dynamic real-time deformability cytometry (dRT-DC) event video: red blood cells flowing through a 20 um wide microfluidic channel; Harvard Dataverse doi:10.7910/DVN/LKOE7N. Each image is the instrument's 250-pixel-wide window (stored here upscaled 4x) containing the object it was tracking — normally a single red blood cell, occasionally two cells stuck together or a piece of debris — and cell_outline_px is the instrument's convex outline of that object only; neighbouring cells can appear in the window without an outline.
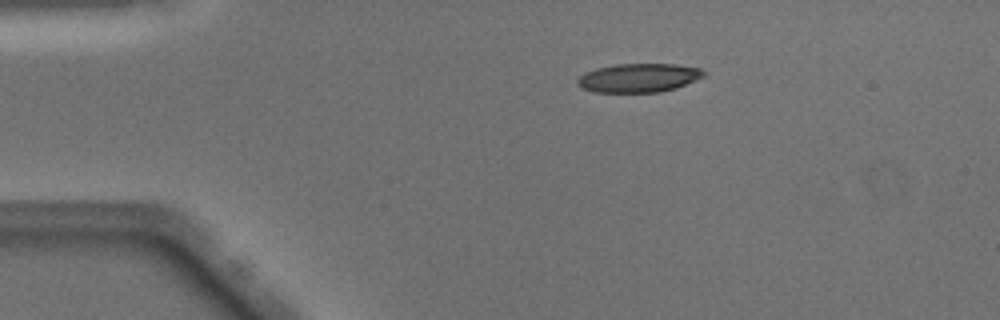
{"species": "Egyptian fruit bat (a non-hibernating species)", "species_latin": "Rousettus aegyptiacus", "temperature_condition": "warm", "stored_images_in_passage": 42, "camera_frame_rate_fps": 3000, "um_per_image_px": 0.085, "animal": {"sex": "male"}, "frame": {"image": 1, "passage_image": 2, "time_ms": 0.333, "image_size_px": [1000, 320], "cell_outline_px": [[704, 76], [696, 80], [676, 88], [660, 92], [596, 92], [584, 88], [576, 84], [576, 80], [584, 72], [596, 68], [616, 64], [676, 64], [700, 68], [704, 72]], "centroid_in_image_um": [54.28, 6.61], "position_along_channel_um": 30.7, "area_um2": 21.15}}
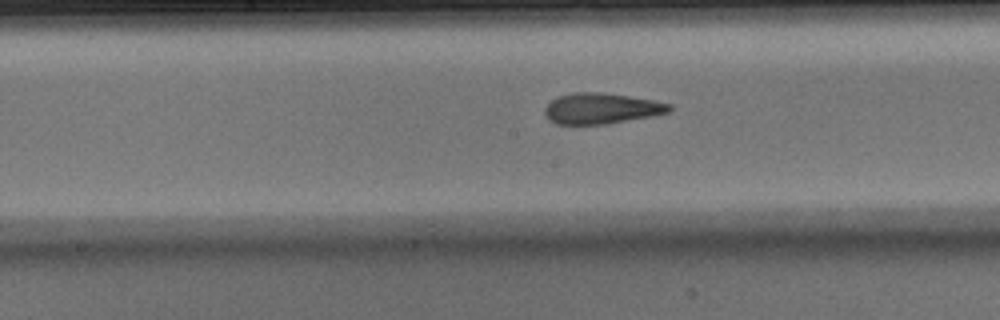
{"frame": {"image": 2, "passage_image": 18, "time_ms": 5.667, "image_size_px": [1000, 320], "cell_outline_px": [[672, 108], [668, 112], [652, 116], [604, 124], [556, 124], [548, 120], [544, 112], [544, 108], [556, 96], [572, 92], [600, 92], [628, 96], [652, 100], [672, 104]], "centroid_in_image_um": [51.07, 9.21], "position_along_channel_um": 197.1, "area_um2": 22.31}}
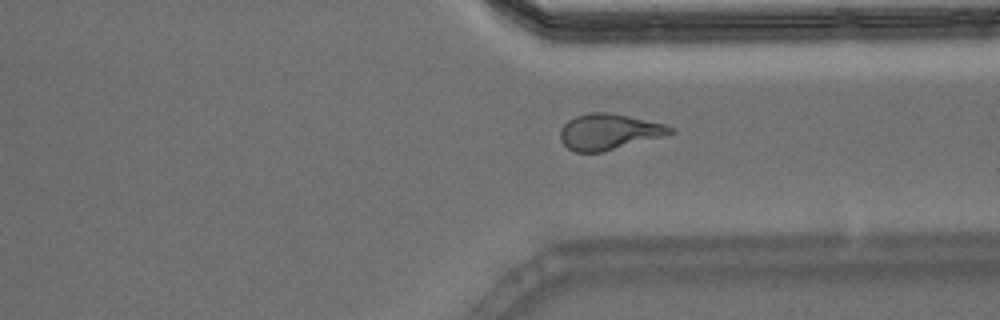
{"frame": {"image": 3, "passage_image": 30, "time_ms": 9.667, "image_size_px": [1000, 320], "cell_outline_px": [[676, 132], [664, 136], [600, 152], [576, 152], [568, 148], [560, 140], [560, 128], [568, 120], [576, 116], [588, 112], [608, 112], [628, 116], [664, 124], [672, 128]], "centroid_in_image_um": [51.72, 11.19], "position_along_channel_um": 359.7, "area_um2": 22.77}, "authors_computed_cell_mechanics": {"area_um2": 22.6865, "velocity_mm_per_s": 4.0694, "shape_relaxation_time_tau1_ms": 7.5414, "shape_relaxation_time_tau2_ms": 1.757, "deformation_change_tau1": 0.2795, "deformation_change_tau2": 0.1206}}